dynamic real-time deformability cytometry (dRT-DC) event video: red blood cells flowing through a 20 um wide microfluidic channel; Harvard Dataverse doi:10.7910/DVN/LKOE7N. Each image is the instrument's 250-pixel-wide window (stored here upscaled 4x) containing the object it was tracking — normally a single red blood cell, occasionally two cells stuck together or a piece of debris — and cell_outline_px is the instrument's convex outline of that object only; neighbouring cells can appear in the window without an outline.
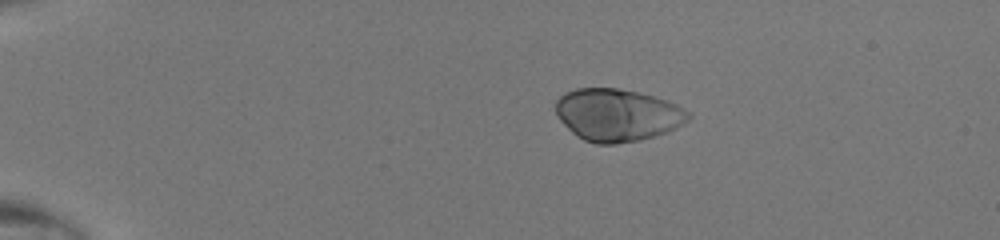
{"species": "human", "species_latin": "Homo sapiens", "temperature_condition": "room temperature", "stored_images_in_passage": 39, "camera_frame_rate_fps": 3000, "um_per_image_px": 0.085, "donor": {"sex": "male"}, "frame": {"image": 1, "passage_image": 1, "time_ms": 0.0, "image_size_px": [1000, 240], "cell_outline_px": [[692, 116], [684, 124], [676, 128], [640, 140], [612, 144], [596, 144], [584, 140], [572, 132], [560, 120], [556, 112], [556, 100], [564, 92], [576, 88], [620, 88], [640, 92], [668, 100], [684, 108]], "centroid_in_image_um": [52.48, 9.75], "position_along_channel_um": 32.5, "area_um2": 40.58}}
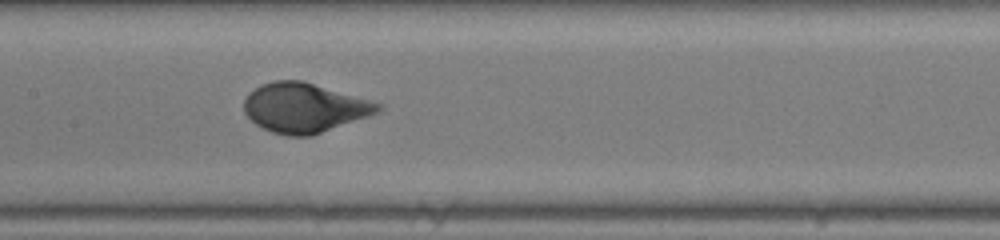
{"frame": {"image": 2, "passage_image": 17, "time_ms": 5.333, "image_size_px": [1000, 240], "cell_outline_px": [[384, 108], [380, 112], [312, 136], [288, 136], [272, 132], [256, 124], [244, 112], [244, 100], [248, 92], [260, 84], [272, 80], [304, 80], [384, 104]], "centroid_in_image_um": [25.89, 9.14], "position_along_channel_um": 181.5, "area_um2": 39.02}}
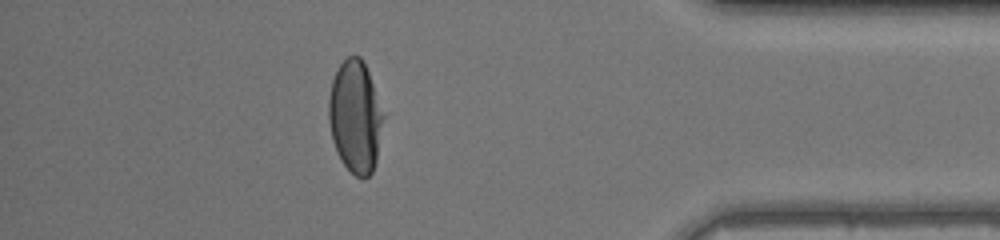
{"frame": {"image": 3, "passage_image": 34, "time_ms": 11.0, "image_size_px": [1000, 240], "cell_outline_px": [[384, 116], [376, 160], [372, 172], [368, 176], [356, 176], [344, 164], [332, 140], [328, 120], [328, 100], [332, 80], [340, 64], [348, 56], [360, 56], [364, 60]], "centroid_in_image_um": [30.18, 9.88], "position_along_channel_um": 405.0, "area_um2": 35.26}}